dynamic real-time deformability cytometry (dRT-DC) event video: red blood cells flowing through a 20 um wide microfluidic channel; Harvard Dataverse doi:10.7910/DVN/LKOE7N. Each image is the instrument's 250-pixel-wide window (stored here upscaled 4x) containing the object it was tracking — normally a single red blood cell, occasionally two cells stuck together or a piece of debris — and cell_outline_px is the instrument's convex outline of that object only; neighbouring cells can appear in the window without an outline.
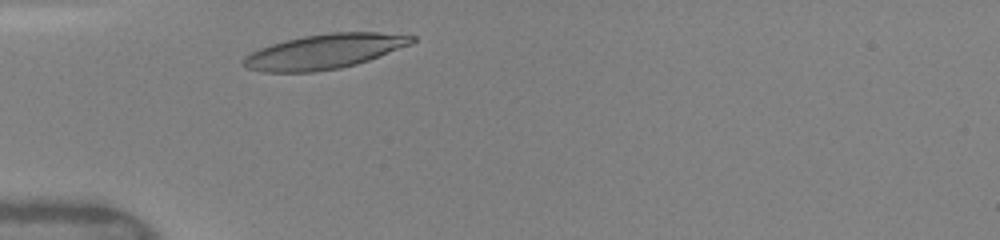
{"species": "human", "species_latin": "Homo sapiens", "temperature_condition": "warm", "stored_images_in_passage": 29, "camera_frame_rate_fps": 3000, "um_per_image_px": 0.085, "donor": {"sex": "female"}, "frame": {"image": 1, "passage_image": 3, "time_ms": 0.667, "image_size_px": [1000, 240], "cell_outline_px": [[416, 40], [412, 44], [368, 60], [356, 64], [340, 68], [312, 72], [264, 72], [248, 68], [240, 64], [240, 60], [244, 56], [260, 48], [272, 44], [304, 36], [332, 32], [376, 32], [416, 36]], "centroid_in_image_um": [27.56, 4.38], "position_along_channel_um": 57.4, "area_um2": 33.99}}
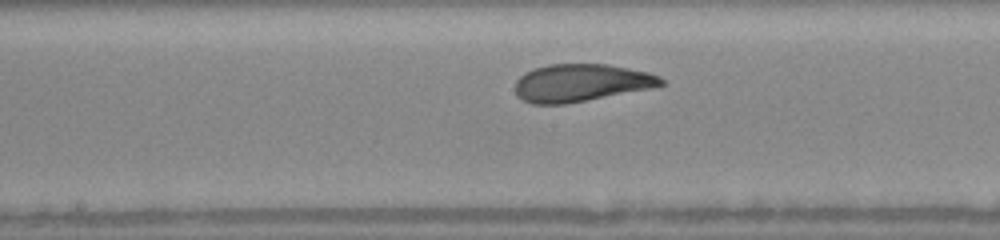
{"frame": {"image": 2, "passage_image": 14, "time_ms": 4.333, "image_size_px": [1000, 240], "cell_outline_px": [[664, 84], [652, 88], [564, 104], [532, 104], [524, 100], [516, 92], [516, 80], [524, 72], [532, 68], [548, 64], [608, 64], [648, 72], [660, 76], [664, 80]], "centroid_in_image_um": [49.39, 7.02], "position_along_channel_um": 198.8, "area_um2": 31.85}}
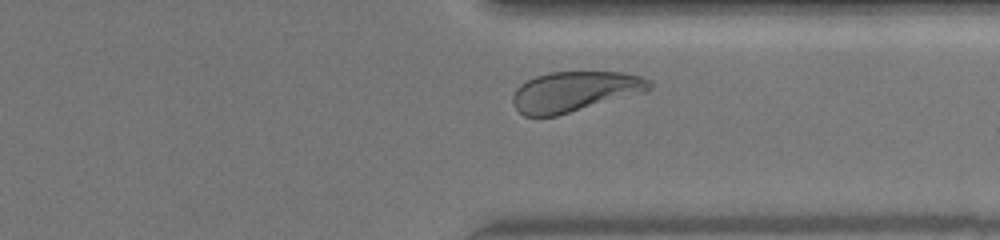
{"frame": {"image": 3, "passage_image": 26, "time_ms": 8.333, "image_size_px": [1000, 240], "cell_outline_px": [[652, 88], [648, 92], [556, 116], [524, 116], [512, 104], [512, 96], [516, 88], [520, 84], [536, 76], [548, 72], [624, 72], [644, 76], [652, 80]], "centroid_in_image_um": [48.91, 7.77], "position_along_channel_um": 362.5, "area_um2": 32.54}, "authors_computed_cell_mechanics": {"area_um2": 32.7148, "velocity_mm_per_s": 4.0909, "shape_relaxation_time_tau1_ms": 3.2306, "shape_relaxation_time_tau2_ms": 0.77, "deformation_change_tau1": 0.1599, "deformation_change_tau2": 0.0605}}